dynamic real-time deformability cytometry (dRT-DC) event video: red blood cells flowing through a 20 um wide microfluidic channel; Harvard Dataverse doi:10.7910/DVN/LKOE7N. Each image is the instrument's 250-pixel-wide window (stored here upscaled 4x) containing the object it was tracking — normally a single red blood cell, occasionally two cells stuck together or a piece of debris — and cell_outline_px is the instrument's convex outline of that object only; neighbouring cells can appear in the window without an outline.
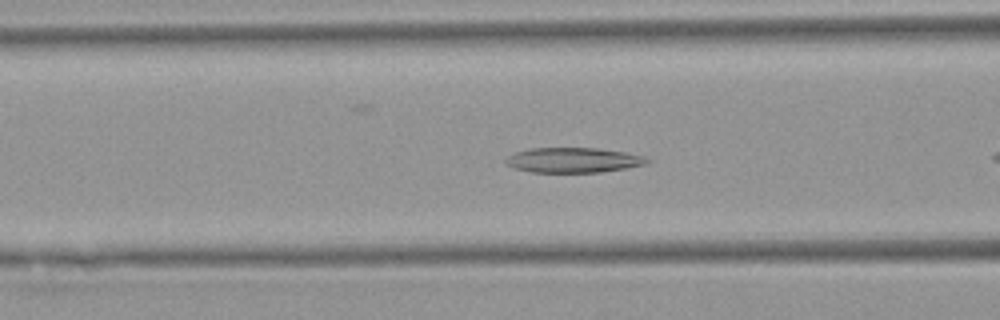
{"species": "Egyptian fruit bat (a non-hibernating species)", "species_latin": "Rousettus aegyptiacus", "temperature_condition": "warm", "stored_images_in_passage": 37, "camera_frame_rate_fps": 3000, "um_per_image_px": 0.085, "animal": {"sex": "female"}, "frame": {"image": 1, "passage_image": 5, "time_ms": 1.333, "image_size_px": [1000, 320], "cell_outline_px": [[652, 160], [648, 164], [628, 168], [600, 172], [532, 172], [512, 168], [504, 164], [504, 160], [508, 156], [516, 152], [528, 148], [596, 148], [624, 152], [644, 156]], "centroid_in_image_um": [48.72, 13.61], "position_along_channel_um": 117.9, "area_um2": 20.81}}
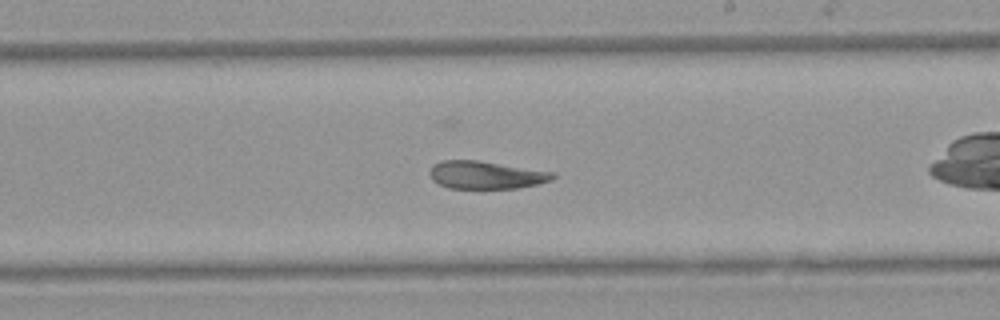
{"frame": {"image": 2, "passage_image": 15, "time_ms": 4.667, "image_size_px": [1000, 320], "cell_outline_px": [[556, 176], [552, 180], [536, 184], [516, 188], [448, 188], [432, 180], [428, 172], [432, 164], [440, 160], [476, 160], [556, 172]], "centroid_in_image_um": [41.28, 14.86], "position_along_channel_um": 247.7, "area_um2": 20.0}}
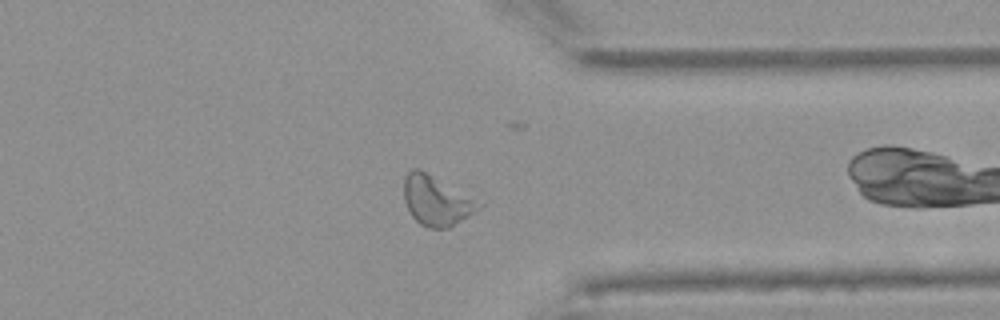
{"frame": {"image": 3, "passage_image": 25, "time_ms": 8.0, "image_size_px": [1000, 320], "cell_outline_px": [[484, 204], [468, 216], [448, 228], [428, 228], [420, 224], [412, 216], [404, 200], [404, 176], [412, 168], [420, 168]], "centroid_in_image_um": [37.06, 17.04], "position_along_channel_um": 374.3, "area_um2": 21.44}, "authors_computed_cell_mechanics": {"area_um2": 21.097, "velocity_mm_per_s": 3.9053, "shape_relaxation_time_tau1_ms": 7.8892, "shape_relaxation_time_tau2_ms": 3.8295, "deformation_change_tau1": 0.1997, "deformation_change_tau2": 0.1233}}